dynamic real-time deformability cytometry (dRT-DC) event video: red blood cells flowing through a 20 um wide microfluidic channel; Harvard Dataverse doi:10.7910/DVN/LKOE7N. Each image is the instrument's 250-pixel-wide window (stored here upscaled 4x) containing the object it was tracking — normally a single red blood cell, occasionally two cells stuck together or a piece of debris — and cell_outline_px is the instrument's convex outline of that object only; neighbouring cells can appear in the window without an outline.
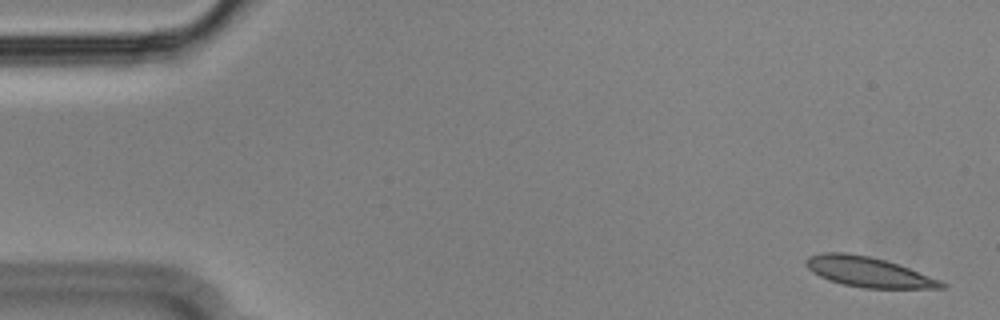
{"species": "Egyptian fruit bat (a non-hibernating species)", "species_latin": "Rousettus aegyptiacus", "temperature_condition": "cold", "stored_images_in_passage": 57, "camera_frame_rate_fps": 3000, "um_per_image_px": 0.085, "animal": {"sex": "male"}, "frame": {"image": 1, "passage_image": 2, "time_ms": 0.333, "image_size_px": [1000, 320], "cell_outline_px": [[948, 288], [864, 288], [844, 284], [828, 280], [812, 272], [804, 264], [804, 260], [808, 256], [824, 252], [844, 252], [868, 256], [884, 260], [908, 268], [940, 280], [948, 284]], "centroid_in_image_um": [73.78, 23.12], "position_along_channel_um": 11.2, "area_um2": 23.58}}
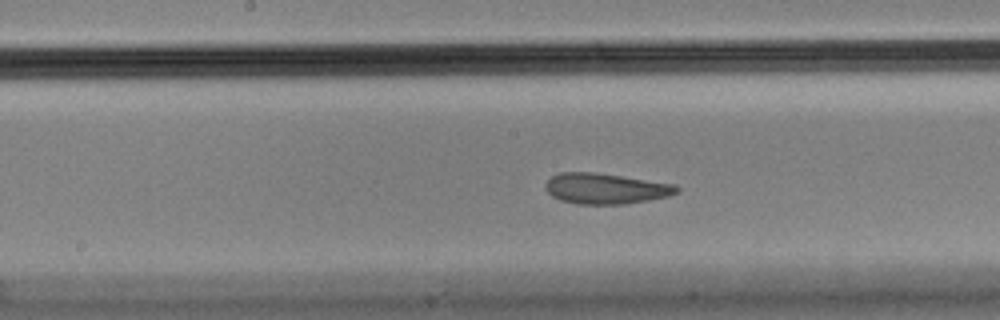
{"frame": {"image": 2, "passage_image": 28, "time_ms": 9.0, "image_size_px": [1000, 320], "cell_outline_px": [[680, 192], [668, 196], [648, 200], [624, 204], [576, 204], [560, 200], [552, 196], [544, 188], [544, 184], [552, 176], [560, 172], [592, 172], [676, 184], [680, 188]], "centroid_in_image_um": [51.47, 16.03], "position_along_channel_um": 196.7, "area_um2": 23.47}}
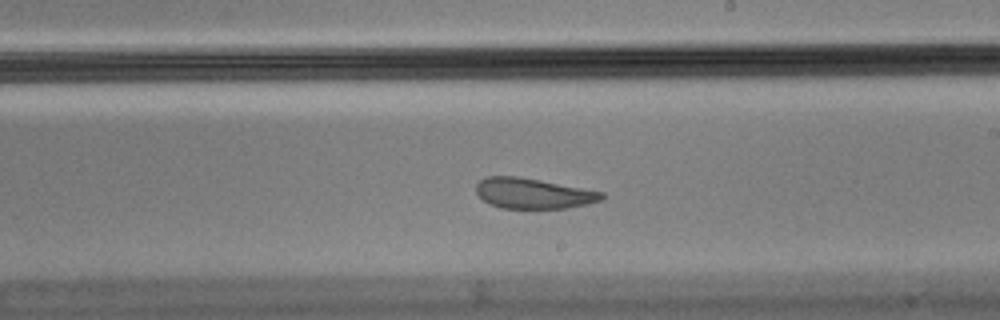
{"frame": {"image": 3, "passage_image": 32, "time_ms": 10.333, "image_size_px": [1000, 320], "cell_outline_px": [[604, 196], [600, 200], [588, 204], [568, 208], [500, 208], [488, 204], [476, 192], [476, 184], [480, 180], [488, 176], [516, 176], [540, 180], [604, 192]], "centroid_in_image_um": [45.3, 16.44], "position_along_channel_um": 243.7, "area_um2": 22.2}, "authors_computed_cell_mechanics": {"area_um2": 24.1026, "velocity_mm_per_s": 3.538, "shape_relaxation_time_tau1_ms": null, "shape_relaxation_time_tau2_ms": 1.489, "deformation_change_tau1": null, "deformation_change_tau2": 0.0643}}